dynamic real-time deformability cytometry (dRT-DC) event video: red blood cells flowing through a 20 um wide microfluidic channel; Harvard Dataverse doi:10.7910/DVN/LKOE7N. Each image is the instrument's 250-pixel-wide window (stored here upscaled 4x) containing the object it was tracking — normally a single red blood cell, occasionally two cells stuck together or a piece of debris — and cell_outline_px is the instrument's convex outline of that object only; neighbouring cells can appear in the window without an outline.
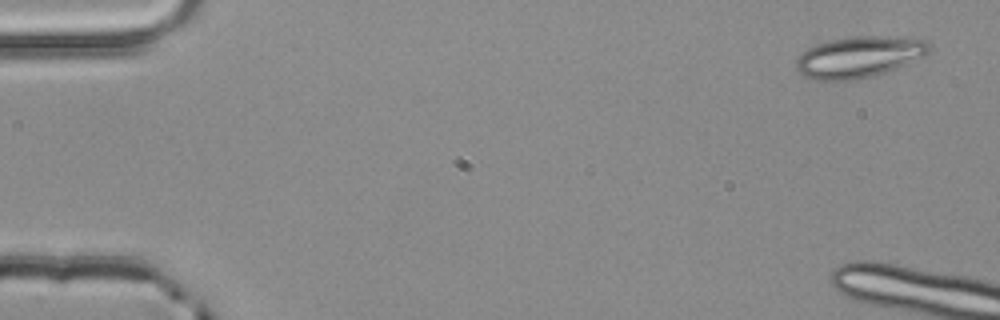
{"species": "common noctule bat (a hibernating species)", "species_latin": "Nyctalus noctula", "temperature_condition": "room temperature", "stored_images_in_passage": 5, "camera_frame_rate_fps": 3000, "um_per_image_px": 0.085, "animal": {"sex": "male", "body_mass_g": 20.4}, "frame": {"image": 1, "passage_image": 1, "time_ms": 0.0, "image_size_px": [1000, 320], "cell_outline_px": [[932, 48], [924, 56], [888, 72], [872, 76], [852, 80], [816, 80], [804, 76], [796, 68], [796, 60], [808, 48], [816, 44], [832, 40], [856, 36], [880, 36], [928, 40]], "centroid_in_image_um": [73.04, 4.85], "position_along_channel_um": 12.0, "area_um2": 31.73}}